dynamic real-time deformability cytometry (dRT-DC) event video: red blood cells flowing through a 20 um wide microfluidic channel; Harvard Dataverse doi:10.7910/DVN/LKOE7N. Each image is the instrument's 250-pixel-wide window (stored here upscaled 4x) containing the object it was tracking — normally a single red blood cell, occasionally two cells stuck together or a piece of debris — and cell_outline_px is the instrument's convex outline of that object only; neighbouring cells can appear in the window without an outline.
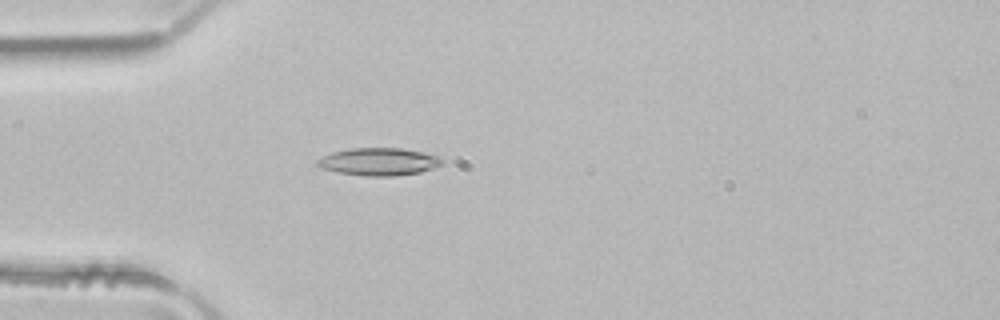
{"species": "common noctule bat (a hibernating species)", "species_latin": "Nyctalus noctula", "temperature_condition": "room temperature", "stored_images_in_passage": 1, "camera_frame_rate_fps": 3000, "um_per_image_px": 0.085, "animal": {"sex": "male", "body_mass_g": 21.5, "forearm_length_mm": 52.0}, "frame": {"image": 1, "passage_image": 1, "time_ms": 0.0, "image_size_px": [1000, 320], "cell_outline_px": [[444, 164], [420, 172], [396, 176], [368, 176], [340, 172], [324, 168], [316, 164], [316, 160], [332, 152], [352, 148], [400, 148], [420, 152], [436, 156], [444, 160]], "centroid_in_image_um": [32.22, 13.74], "position_along_channel_um": 52.8, "area_um2": 19.71}}